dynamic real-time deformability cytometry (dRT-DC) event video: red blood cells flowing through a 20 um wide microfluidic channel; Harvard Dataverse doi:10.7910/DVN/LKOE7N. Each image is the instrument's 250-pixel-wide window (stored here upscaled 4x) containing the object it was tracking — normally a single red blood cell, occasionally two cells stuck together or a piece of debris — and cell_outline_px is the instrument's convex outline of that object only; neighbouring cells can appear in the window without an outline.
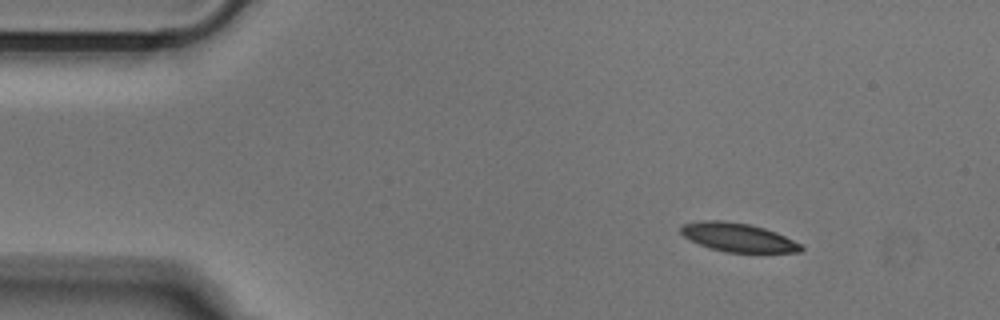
{"species": "Egyptian fruit bat (a non-hibernating species)", "species_latin": "Rousettus aegyptiacus", "temperature_condition": "cold", "stored_images_in_passage": 47, "segment_of_instrument_passage": [1, 2], "camera_frame_rate_fps": 3000, "um_per_image_px": 0.085, "animal": {"sex": "male"}, "frame": {"image": 1, "passage_image": 1, "time_ms": 0.0, "image_size_px": [1000, 320], "cell_outline_px": [[804, 248], [800, 252], [724, 252], [700, 244], [684, 236], [680, 232], [680, 228], [684, 224], [704, 220], [720, 220], [748, 224], [764, 228], [776, 232], [800, 244]], "centroid_in_image_um": [62.73, 20.17], "position_along_channel_um": 22.3, "area_um2": 19.71}}
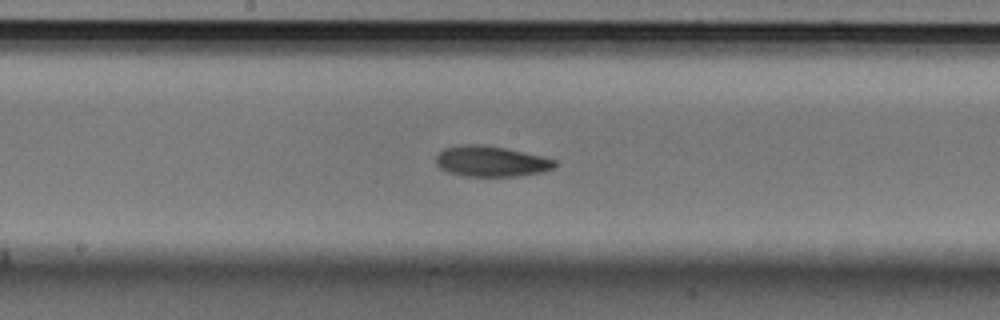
{"frame": {"image": 2, "passage_image": 21, "time_ms": 6.667, "image_size_px": [1000, 320], "cell_outline_px": [[556, 164], [552, 168], [544, 172], [516, 176], [464, 176], [448, 172], [440, 168], [436, 164], [436, 156], [444, 148], [464, 144], [480, 144], [504, 148], [544, 156], [556, 160]], "centroid_in_image_um": [41.74, 13.71], "position_along_channel_um": 206.5, "area_um2": 21.21}}
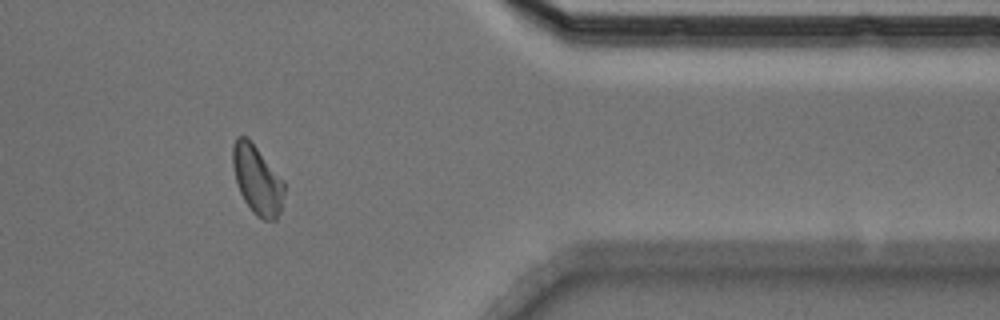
{"frame": {"image": 3, "passage_image": 37, "time_ms": 12.0, "image_size_px": [1000, 320], "cell_outline_px": [[284, 192], [280, 212], [276, 220], [264, 220], [256, 216], [252, 212], [244, 200], [240, 192], [236, 180], [232, 164], [232, 144], [236, 136], [248, 136], [284, 180]], "centroid_in_image_um": [21.85, 15.25], "position_along_channel_um": 389.5, "area_um2": 20.92}}